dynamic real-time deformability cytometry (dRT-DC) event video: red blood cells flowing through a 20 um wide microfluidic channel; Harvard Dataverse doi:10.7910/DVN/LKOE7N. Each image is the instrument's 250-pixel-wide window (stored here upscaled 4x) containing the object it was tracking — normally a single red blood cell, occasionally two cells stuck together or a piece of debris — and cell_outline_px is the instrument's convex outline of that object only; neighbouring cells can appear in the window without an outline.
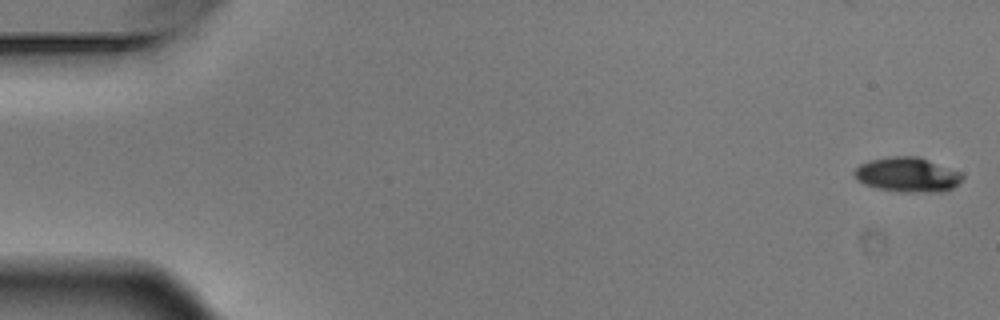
{"species": "Egyptian fruit bat (a non-hibernating species)", "species_latin": "Rousettus aegyptiacus", "temperature_condition": "warm", "stored_images_in_passage": 5, "camera_frame_rate_fps": 3000, "um_per_image_px": 0.085, "animal": {"sex": "male"}, "frame": {"image": 1, "passage_image": 1, "time_ms": 0.0, "image_size_px": [1000, 320], "cell_outline_px": [[964, 180], [952, 188], [944, 192], [904, 192], [876, 188], [864, 184], [852, 172], [860, 164], [872, 160], [892, 156], [920, 156], [960, 172], [964, 176]], "centroid_in_image_um": [77.18, 14.85], "position_along_channel_um": 7.8, "area_um2": 21.85}}
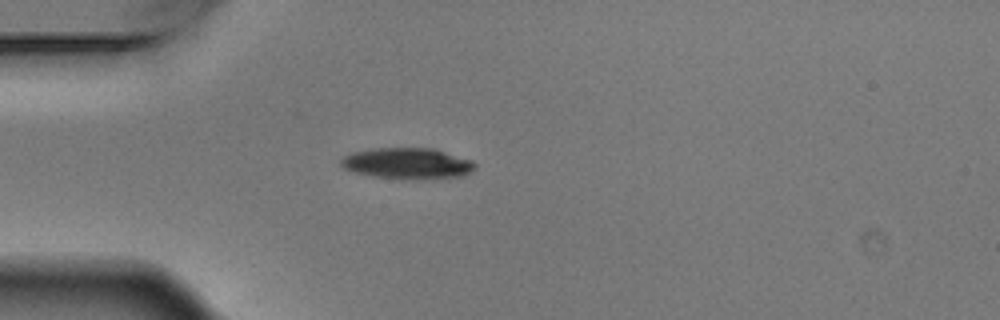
{"frame": {"image": 2, "passage_image": 5, "time_ms": 1.333, "image_size_px": [1000, 320], "cell_outline_px": [[476, 168], [460, 176], [376, 176], [356, 172], [344, 168], [340, 164], [340, 160], [344, 156], [352, 152], [376, 148], [432, 148], [472, 160], [476, 164]], "centroid_in_image_um": [34.59, 13.82], "position_along_channel_um": 50.4, "area_um2": 22.83}}